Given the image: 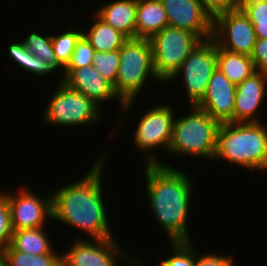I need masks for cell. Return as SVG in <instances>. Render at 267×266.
Listing matches in <instances>:
<instances>
[{
  "instance_id": "9",
  "label": "cell",
  "mask_w": 267,
  "mask_h": 266,
  "mask_svg": "<svg viewBox=\"0 0 267 266\" xmlns=\"http://www.w3.org/2000/svg\"><path fill=\"white\" fill-rule=\"evenodd\" d=\"M212 39L222 49L250 56L257 37L248 17L237 8L213 18Z\"/></svg>"
},
{
  "instance_id": "12",
  "label": "cell",
  "mask_w": 267,
  "mask_h": 266,
  "mask_svg": "<svg viewBox=\"0 0 267 266\" xmlns=\"http://www.w3.org/2000/svg\"><path fill=\"white\" fill-rule=\"evenodd\" d=\"M115 238L79 239L72 243L68 252L61 254L62 266H116L117 259H128ZM119 257V258H118Z\"/></svg>"
},
{
  "instance_id": "19",
  "label": "cell",
  "mask_w": 267,
  "mask_h": 266,
  "mask_svg": "<svg viewBox=\"0 0 267 266\" xmlns=\"http://www.w3.org/2000/svg\"><path fill=\"white\" fill-rule=\"evenodd\" d=\"M217 68L235 85L242 83L256 72L249 55L231 52L218 46Z\"/></svg>"
},
{
  "instance_id": "25",
  "label": "cell",
  "mask_w": 267,
  "mask_h": 266,
  "mask_svg": "<svg viewBox=\"0 0 267 266\" xmlns=\"http://www.w3.org/2000/svg\"><path fill=\"white\" fill-rule=\"evenodd\" d=\"M81 36V31L71 29L56 36L51 35L52 47L56 59L64 68L70 62L76 42Z\"/></svg>"
},
{
  "instance_id": "22",
  "label": "cell",
  "mask_w": 267,
  "mask_h": 266,
  "mask_svg": "<svg viewBox=\"0 0 267 266\" xmlns=\"http://www.w3.org/2000/svg\"><path fill=\"white\" fill-rule=\"evenodd\" d=\"M1 259L7 266H62L61 255L56 252L31 255L15 250L11 245L5 250Z\"/></svg>"
},
{
  "instance_id": "26",
  "label": "cell",
  "mask_w": 267,
  "mask_h": 266,
  "mask_svg": "<svg viewBox=\"0 0 267 266\" xmlns=\"http://www.w3.org/2000/svg\"><path fill=\"white\" fill-rule=\"evenodd\" d=\"M120 60V49L112 52L95 51L92 65L99 74L110 82L115 84Z\"/></svg>"
},
{
  "instance_id": "31",
  "label": "cell",
  "mask_w": 267,
  "mask_h": 266,
  "mask_svg": "<svg viewBox=\"0 0 267 266\" xmlns=\"http://www.w3.org/2000/svg\"><path fill=\"white\" fill-rule=\"evenodd\" d=\"M212 19L224 12L239 8L240 0H198Z\"/></svg>"
},
{
  "instance_id": "35",
  "label": "cell",
  "mask_w": 267,
  "mask_h": 266,
  "mask_svg": "<svg viewBox=\"0 0 267 266\" xmlns=\"http://www.w3.org/2000/svg\"><path fill=\"white\" fill-rule=\"evenodd\" d=\"M0 266H7L4 261H2V259L0 258Z\"/></svg>"
},
{
  "instance_id": "17",
  "label": "cell",
  "mask_w": 267,
  "mask_h": 266,
  "mask_svg": "<svg viewBox=\"0 0 267 266\" xmlns=\"http://www.w3.org/2000/svg\"><path fill=\"white\" fill-rule=\"evenodd\" d=\"M137 0H116L97 10L96 15L127 38H136Z\"/></svg>"
},
{
  "instance_id": "8",
  "label": "cell",
  "mask_w": 267,
  "mask_h": 266,
  "mask_svg": "<svg viewBox=\"0 0 267 266\" xmlns=\"http://www.w3.org/2000/svg\"><path fill=\"white\" fill-rule=\"evenodd\" d=\"M217 69V45L210 38L202 40L181 64L170 79L183 75V84L191 106H196L204 97L209 80Z\"/></svg>"
},
{
  "instance_id": "21",
  "label": "cell",
  "mask_w": 267,
  "mask_h": 266,
  "mask_svg": "<svg viewBox=\"0 0 267 266\" xmlns=\"http://www.w3.org/2000/svg\"><path fill=\"white\" fill-rule=\"evenodd\" d=\"M10 245L31 255L51 253L53 250L43 227L13 230Z\"/></svg>"
},
{
  "instance_id": "6",
  "label": "cell",
  "mask_w": 267,
  "mask_h": 266,
  "mask_svg": "<svg viewBox=\"0 0 267 266\" xmlns=\"http://www.w3.org/2000/svg\"><path fill=\"white\" fill-rule=\"evenodd\" d=\"M202 40L194 33L166 26L150 38L154 71L158 79L170 82L183 61Z\"/></svg>"
},
{
  "instance_id": "33",
  "label": "cell",
  "mask_w": 267,
  "mask_h": 266,
  "mask_svg": "<svg viewBox=\"0 0 267 266\" xmlns=\"http://www.w3.org/2000/svg\"><path fill=\"white\" fill-rule=\"evenodd\" d=\"M195 266H233L232 256H220L218 254H202L198 256Z\"/></svg>"
},
{
  "instance_id": "1",
  "label": "cell",
  "mask_w": 267,
  "mask_h": 266,
  "mask_svg": "<svg viewBox=\"0 0 267 266\" xmlns=\"http://www.w3.org/2000/svg\"><path fill=\"white\" fill-rule=\"evenodd\" d=\"M147 199L157 221L171 242L190 241L187 216L192 195L188 174L146 155Z\"/></svg>"
},
{
  "instance_id": "10",
  "label": "cell",
  "mask_w": 267,
  "mask_h": 266,
  "mask_svg": "<svg viewBox=\"0 0 267 266\" xmlns=\"http://www.w3.org/2000/svg\"><path fill=\"white\" fill-rule=\"evenodd\" d=\"M172 109L166 104L154 106L139 119L134 134V142L138 149L149 153L152 152V148L160 146L168 153L175 117Z\"/></svg>"
},
{
  "instance_id": "2",
  "label": "cell",
  "mask_w": 267,
  "mask_h": 266,
  "mask_svg": "<svg viewBox=\"0 0 267 266\" xmlns=\"http://www.w3.org/2000/svg\"><path fill=\"white\" fill-rule=\"evenodd\" d=\"M103 156L84 178L52 194V220L79 228L92 239L113 238L101 190Z\"/></svg>"
},
{
  "instance_id": "23",
  "label": "cell",
  "mask_w": 267,
  "mask_h": 266,
  "mask_svg": "<svg viewBox=\"0 0 267 266\" xmlns=\"http://www.w3.org/2000/svg\"><path fill=\"white\" fill-rule=\"evenodd\" d=\"M10 57L21 67L31 74L44 76L48 73L56 71V68L50 64L41 61L31 53L24 45L23 41L12 43L8 47Z\"/></svg>"
},
{
  "instance_id": "30",
  "label": "cell",
  "mask_w": 267,
  "mask_h": 266,
  "mask_svg": "<svg viewBox=\"0 0 267 266\" xmlns=\"http://www.w3.org/2000/svg\"><path fill=\"white\" fill-rule=\"evenodd\" d=\"M239 8L250 22H267V0H240Z\"/></svg>"
},
{
  "instance_id": "32",
  "label": "cell",
  "mask_w": 267,
  "mask_h": 266,
  "mask_svg": "<svg viewBox=\"0 0 267 266\" xmlns=\"http://www.w3.org/2000/svg\"><path fill=\"white\" fill-rule=\"evenodd\" d=\"M255 70L267 77V39L257 38L253 51L250 55Z\"/></svg>"
},
{
  "instance_id": "7",
  "label": "cell",
  "mask_w": 267,
  "mask_h": 266,
  "mask_svg": "<svg viewBox=\"0 0 267 266\" xmlns=\"http://www.w3.org/2000/svg\"><path fill=\"white\" fill-rule=\"evenodd\" d=\"M44 110V121L50 125L81 126L101 118V108L84 94L70 88L62 81Z\"/></svg>"
},
{
  "instance_id": "15",
  "label": "cell",
  "mask_w": 267,
  "mask_h": 266,
  "mask_svg": "<svg viewBox=\"0 0 267 266\" xmlns=\"http://www.w3.org/2000/svg\"><path fill=\"white\" fill-rule=\"evenodd\" d=\"M62 74L63 83L84 94L99 107L102 102L112 100V98H118L120 105H124V102L115 93L113 85L104 79L93 65L76 69H63Z\"/></svg>"
},
{
  "instance_id": "14",
  "label": "cell",
  "mask_w": 267,
  "mask_h": 266,
  "mask_svg": "<svg viewBox=\"0 0 267 266\" xmlns=\"http://www.w3.org/2000/svg\"><path fill=\"white\" fill-rule=\"evenodd\" d=\"M235 94L236 85L217 68L209 80L204 97L196 106L220 124L232 123Z\"/></svg>"
},
{
  "instance_id": "20",
  "label": "cell",
  "mask_w": 267,
  "mask_h": 266,
  "mask_svg": "<svg viewBox=\"0 0 267 266\" xmlns=\"http://www.w3.org/2000/svg\"><path fill=\"white\" fill-rule=\"evenodd\" d=\"M94 16L95 22L89 27L90 30L87 33H82L94 50L105 53L121 49L128 38L111 25L105 23L96 14Z\"/></svg>"
},
{
  "instance_id": "13",
  "label": "cell",
  "mask_w": 267,
  "mask_h": 266,
  "mask_svg": "<svg viewBox=\"0 0 267 266\" xmlns=\"http://www.w3.org/2000/svg\"><path fill=\"white\" fill-rule=\"evenodd\" d=\"M167 15L168 26L188 30L201 40L212 38V17L198 0H160Z\"/></svg>"
},
{
  "instance_id": "5",
  "label": "cell",
  "mask_w": 267,
  "mask_h": 266,
  "mask_svg": "<svg viewBox=\"0 0 267 266\" xmlns=\"http://www.w3.org/2000/svg\"><path fill=\"white\" fill-rule=\"evenodd\" d=\"M188 116L174 118L169 153L214 159L220 123L197 106Z\"/></svg>"
},
{
  "instance_id": "29",
  "label": "cell",
  "mask_w": 267,
  "mask_h": 266,
  "mask_svg": "<svg viewBox=\"0 0 267 266\" xmlns=\"http://www.w3.org/2000/svg\"><path fill=\"white\" fill-rule=\"evenodd\" d=\"M94 53H95L94 48L82 35L76 42L71 60L64 69H76L92 65V61L94 59Z\"/></svg>"
},
{
  "instance_id": "3",
  "label": "cell",
  "mask_w": 267,
  "mask_h": 266,
  "mask_svg": "<svg viewBox=\"0 0 267 266\" xmlns=\"http://www.w3.org/2000/svg\"><path fill=\"white\" fill-rule=\"evenodd\" d=\"M262 122L222 123L214 159L253 170H267V126Z\"/></svg>"
},
{
  "instance_id": "34",
  "label": "cell",
  "mask_w": 267,
  "mask_h": 266,
  "mask_svg": "<svg viewBox=\"0 0 267 266\" xmlns=\"http://www.w3.org/2000/svg\"><path fill=\"white\" fill-rule=\"evenodd\" d=\"M257 38L267 39V22H251Z\"/></svg>"
},
{
  "instance_id": "18",
  "label": "cell",
  "mask_w": 267,
  "mask_h": 266,
  "mask_svg": "<svg viewBox=\"0 0 267 266\" xmlns=\"http://www.w3.org/2000/svg\"><path fill=\"white\" fill-rule=\"evenodd\" d=\"M166 26L167 15L160 0H137L136 38L150 39Z\"/></svg>"
},
{
  "instance_id": "4",
  "label": "cell",
  "mask_w": 267,
  "mask_h": 266,
  "mask_svg": "<svg viewBox=\"0 0 267 266\" xmlns=\"http://www.w3.org/2000/svg\"><path fill=\"white\" fill-rule=\"evenodd\" d=\"M119 61L113 89L124 102L122 110L126 111L136 100L148 77L160 81L154 71L150 39L128 38L120 49Z\"/></svg>"
},
{
  "instance_id": "28",
  "label": "cell",
  "mask_w": 267,
  "mask_h": 266,
  "mask_svg": "<svg viewBox=\"0 0 267 266\" xmlns=\"http://www.w3.org/2000/svg\"><path fill=\"white\" fill-rule=\"evenodd\" d=\"M11 210L7 197L0 194V258L10 246L12 237Z\"/></svg>"
},
{
  "instance_id": "27",
  "label": "cell",
  "mask_w": 267,
  "mask_h": 266,
  "mask_svg": "<svg viewBox=\"0 0 267 266\" xmlns=\"http://www.w3.org/2000/svg\"><path fill=\"white\" fill-rule=\"evenodd\" d=\"M191 241L172 242V256H168L162 263L165 266H195L197 255L191 246Z\"/></svg>"
},
{
  "instance_id": "24",
  "label": "cell",
  "mask_w": 267,
  "mask_h": 266,
  "mask_svg": "<svg viewBox=\"0 0 267 266\" xmlns=\"http://www.w3.org/2000/svg\"><path fill=\"white\" fill-rule=\"evenodd\" d=\"M23 43L25 47L36 57H39L41 61L52 64L56 69L60 67L64 68L56 59L51 36H42L37 32H32L25 38Z\"/></svg>"
},
{
  "instance_id": "16",
  "label": "cell",
  "mask_w": 267,
  "mask_h": 266,
  "mask_svg": "<svg viewBox=\"0 0 267 266\" xmlns=\"http://www.w3.org/2000/svg\"><path fill=\"white\" fill-rule=\"evenodd\" d=\"M267 77L255 72L236 85L234 100V122H260L255 117L267 89Z\"/></svg>"
},
{
  "instance_id": "11",
  "label": "cell",
  "mask_w": 267,
  "mask_h": 266,
  "mask_svg": "<svg viewBox=\"0 0 267 266\" xmlns=\"http://www.w3.org/2000/svg\"><path fill=\"white\" fill-rule=\"evenodd\" d=\"M3 194L10 206L13 230L45 227V220L52 219V193L43 198L22 188L16 195L11 192Z\"/></svg>"
}]
</instances>
